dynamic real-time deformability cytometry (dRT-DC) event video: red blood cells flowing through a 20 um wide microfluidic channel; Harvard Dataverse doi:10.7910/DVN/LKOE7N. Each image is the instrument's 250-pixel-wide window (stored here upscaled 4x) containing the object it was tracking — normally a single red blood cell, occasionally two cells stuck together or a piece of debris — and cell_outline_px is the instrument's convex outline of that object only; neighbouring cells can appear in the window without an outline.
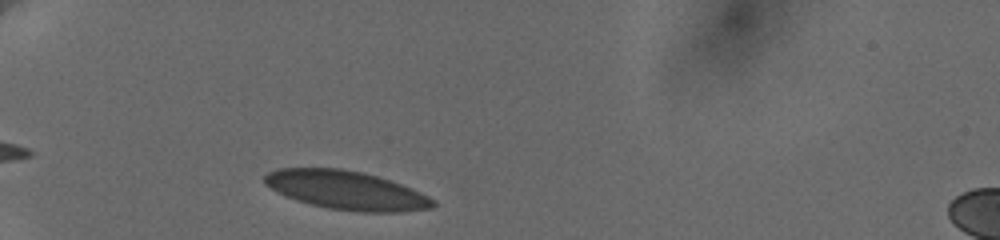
{"species": "human", "species_latin": "Homo sapiens", "temperature_condition": "cold", "stored_images_in_passage": 43, "camera_frame_rate_fps": 3000, "um_per_image_px": 0.085, "donor": {"sex": "female"}, "frame": {"image": 1, "passage_image": 1, "time_ms": 0.0, "image_size_px": [1000, 240], "cell_outline_px": [[436, 204], [432, 208], [400, 212], [356, 212], [328, 208], [296, 200], [276, 192], [264, 184], [264, 176], [268, 172], [276, 168], [340, 168], [364, 172], [412, 188], [436, 200]], "centroid_in_image_um": [29.42, 16.17], "position_along_channel_um": 55.6, "area_um2": 38.09}}
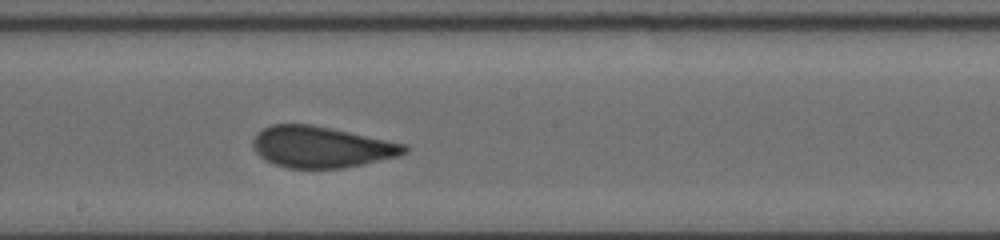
{"frame": {"image": 2, "passage_image": 27, "time_ms": 5.333, "image_size_px": [1000, 240], "cell_outline_px": [[408, 152], [396, 156], [364, 164], [344, 168], [288, 168], [264, 160], [252, 148], [252, 140], [256, 132], [272, 124], [312, 124], [408, 144]], "centroid_in_image_um": [27.29, 12.49], "position_along_channel_um": 220.9, "area_um2": 36.59}}
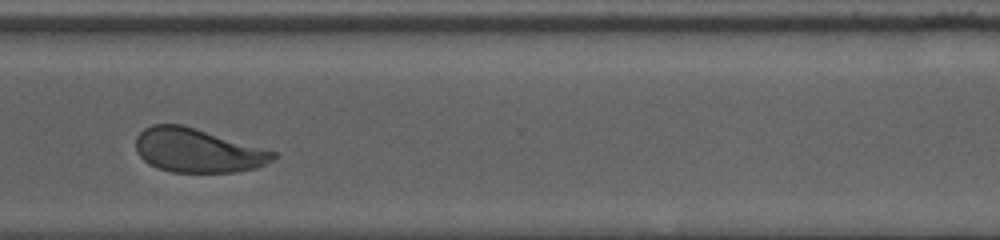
{"frame": {"image": 3, "passage_image": 42, "time_ms": 9.0, "image_size_px": [1000, 240], "cell_outline_px": [[276, 156], [272, 160], [256, 168], [236, 172], [172, 172], [148, 164], [136, 152], [136, 136], [144, 128], [152, 124], [180, 124], [276, 152]], "centroid_in_image_um": [16.74, 12.79], "position_along_channel_um": 353.9, "area_um2": 34.74}}